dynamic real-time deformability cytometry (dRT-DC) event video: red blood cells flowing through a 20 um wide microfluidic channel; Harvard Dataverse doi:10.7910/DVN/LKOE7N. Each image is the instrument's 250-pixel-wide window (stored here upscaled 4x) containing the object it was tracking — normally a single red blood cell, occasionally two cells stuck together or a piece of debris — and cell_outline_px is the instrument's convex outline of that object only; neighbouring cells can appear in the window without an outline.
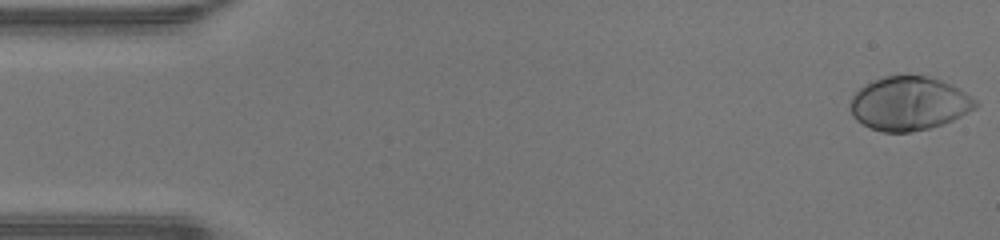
{"species": "human", "species_latin": "Homo sapiens", "temperature_condition": "warm", "stored_images_in_passage": 48, "camera_frame_rate_fps": 3000, "um_per_image_px": 0.085, "donor": {"sex": "male"}, "frame": {"image": 1, "passage_image": 1, "time_ms": 0.0, "image_size_px": [1000, 240], "cell_outline_px": [[980, 104], [976, 108], [952, 120], [928, 128], [912, 132], [884, 132], [872, 128], [856, 120], [852, 116], [848, 108], [848, 104], [852, 96], [864, 84], [872, 80], [884, 76], [928, 76], [940, 80], [960, 88], [972, 96]], "centroid_in_image_um": [77.25, 8.79], "position_along_channel_um": 7.8, "area_um2": 39.3}}
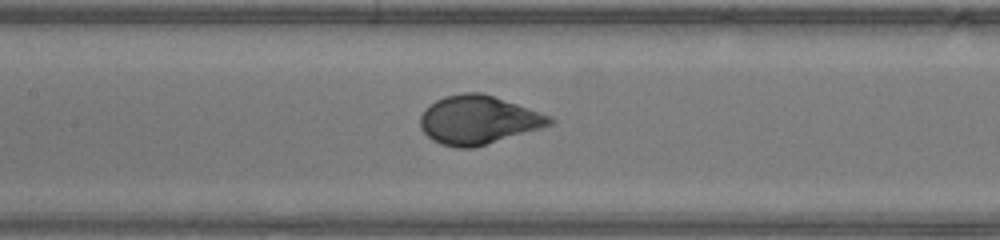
{"frame": {"image": 2, "passage_image": 22, "time_ms": 7.0, "image_size_px": [1000, 240], "cell_outline_px": [[556, 120], [552, 124], [540, 128], [472, 148], [456, 148], [440, 144], [432, 140], [420, 128], [420, 116], [436, 100], [444, 96], [464, 92], [484, 92], [552, 116]], "centroid_in_image_um": [40.66, 10.18], "position_along_channel_um": 166.7, "area_um2": 36.53}}
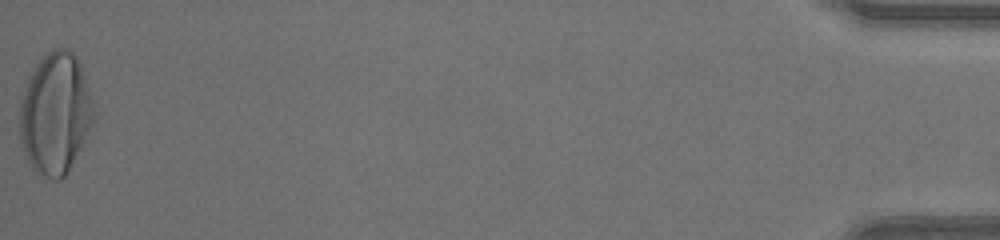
{"frame": {"image": 3, "passage_image": 48, "time_ms": 15.667, "image_size_px": [1000, 240], "cell_outline_px": [[96, 116], [92, 124], [64, 176], [60, 180], [52, 180], [40, 176], [32, 168], [24, 152], [20, 136], [20, 100], [28, 76], [32, 68], [52, 48], [68, 48], [76, 56], [80, 64], [96, 100]], "centroid_in_image_um": [4.72, 9.6], "position_along_channel_um": 430.5, "area_um2": 52.83}, "authors_computed_cell_mechanics": {"area_um2": 37.7434, "velocity_mm_per_s": 4.2984, "shape_relaxation_time_tau1_ms": 2.9473, "shape_relaxation_time_tau2_ms": null, "deformation_change_tau1": 0.2126, "deformation_change_tau2": null}}